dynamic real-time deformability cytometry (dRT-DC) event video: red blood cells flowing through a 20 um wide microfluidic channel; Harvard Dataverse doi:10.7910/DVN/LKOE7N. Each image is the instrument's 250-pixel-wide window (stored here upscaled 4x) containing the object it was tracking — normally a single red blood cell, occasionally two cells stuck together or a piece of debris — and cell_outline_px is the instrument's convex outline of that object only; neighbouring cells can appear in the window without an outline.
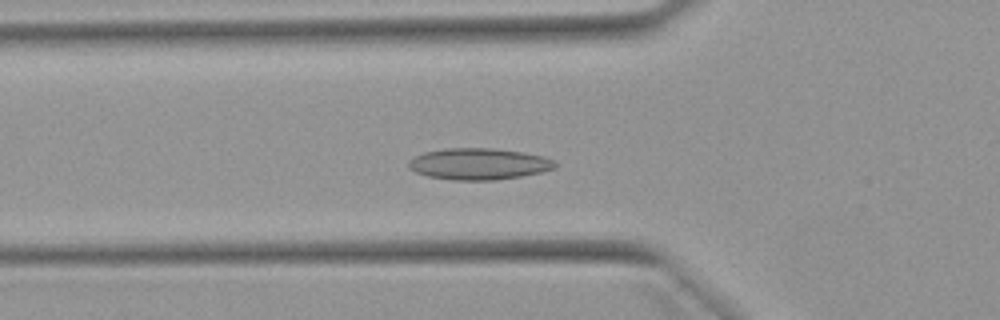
{"species": "Egyptian fruit bat (a non-hibernating species)", "species_latin": "Rousettus aegyptiacus", "temperature_condition": "warm", "stored_images_in_passage": 51, "camera_frame_rate_fps": 3000, "um_per_image_px": 0.085, "animal": {"sex": "female"}, "frame": {"image": 1, "passage_image": 17, "time_ms": 5.333, "image_size_px": [1000, 320], "cell_outline_px": [[556, 168], [540, 172], [520, 176], [496, 180], [452, 180], [428, 176], [416, 172], [408, 168], [408, 160], [424, 152], [448, 148], [492, 148], [524, 152], [544, 156], [556, 160]], "centroid_in_image_um": [40.71, 13.93], "position_along_channel_um": 85.1, "area_um2": 26.93}}
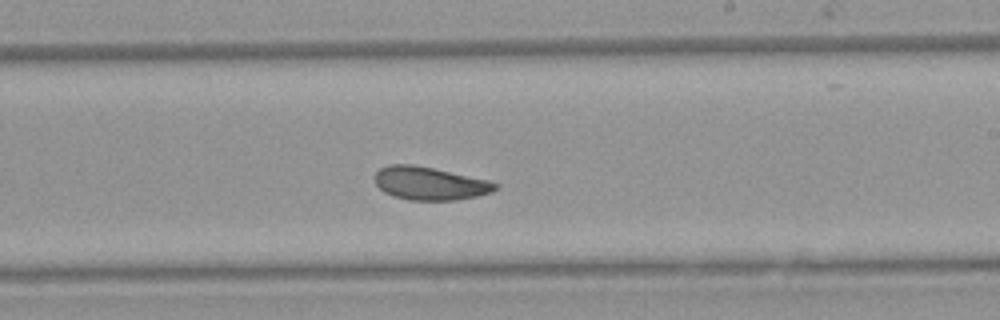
{"frame": {"image": 2, "passage_image": 30, "time_ms": 9.667, "image_size_px": [1000, 320], "cell_outline_px": [[496, 188], [492, 192], [476, 196], [456, 200], [408, 200], [392, 196], [384, 192], [376, 184], [376, 172], [380, 168], [392, 164], [412, 164], [432, 168], [488, 180], [496, 184]], "centroid_in_image_um": [36.5, 15.59], "position_along_channel_um": 252.5, "area_um2": 22.95}}
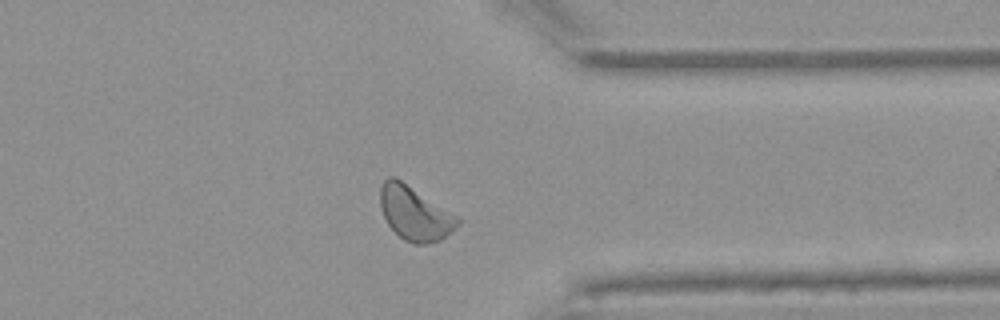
{"frame": {"image": 3, "passage_image": 40, "time_ms": 13.0, "image_size_px": [1000, 320], "cell_outline_px": [[460, 224], [452, 232], [440, 240], [424, 244], [412, 244], [404, 240], [388, 224], [380, 208], [380, 188], [384, 180], [388, 176], [396, 176], [460, 216]], "centroid_in_image_um": [35.28, 18.11], "position_along_channel_um": 376.1, "area_um2": 24.8}, "authors_computed_cell_mechanics": {"area_um2": 24.2182, "velocity_mm_per_s": 3.877, "shape_relaxation_time_tau1_ms": null, "shape_relaxation_time_tau2_ms": 3.4105, "deformation_change_tau1": null, "deformation_change_tau2": 0.0826}}